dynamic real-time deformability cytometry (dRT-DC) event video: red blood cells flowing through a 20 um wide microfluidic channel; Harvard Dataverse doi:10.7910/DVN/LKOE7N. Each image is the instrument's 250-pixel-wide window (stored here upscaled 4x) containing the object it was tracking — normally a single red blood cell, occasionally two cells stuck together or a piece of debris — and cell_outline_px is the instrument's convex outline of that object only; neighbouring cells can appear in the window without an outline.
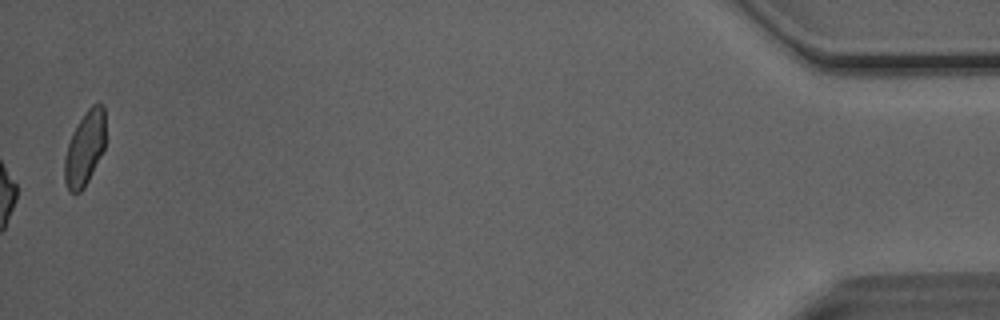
{"species": "Egyptian fruit bat (a non-hibernating species)", "species_latin": "Rousettus aegyptiacus", "temperature_condition": "room temperature", "stored_images_in_passage": 35, "camera_frame_rate_fps": 3000, "um_per_image_px": 0.085, "animal": {"sex": "male"}, "frame": {"image": 1, "passage_image": 35, "time_ms": 11.333, "image_size_px": [1000, 320], "cell_outline_px": [[104, 148], [84, 188], [80, 192], [68, 192], [64, 184], [64, 156], [72, 132], [88, 108], [92, 104], [104, 104]], "centroid_in_image_um": [7.17, 12.64], "position_along_channel_um": 428.0, "area_um2": 17.57}}